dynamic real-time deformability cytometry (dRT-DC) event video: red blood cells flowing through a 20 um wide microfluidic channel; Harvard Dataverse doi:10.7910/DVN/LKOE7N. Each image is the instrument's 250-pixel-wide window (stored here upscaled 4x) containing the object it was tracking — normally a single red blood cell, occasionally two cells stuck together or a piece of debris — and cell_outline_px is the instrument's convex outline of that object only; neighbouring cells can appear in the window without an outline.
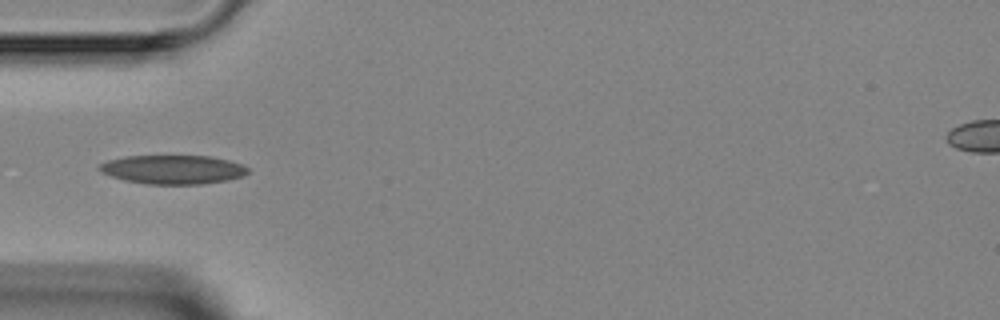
{"species": "Egyptian fruit bat (a non-hibernating species)", "species_latin": "Rousettus aegyptiacus", "temperature_condition": "room temperature", "stored_images_in_passage": 1, "camera_frame_rate_fps": 3000, "um_per_image_px": 0.085, "animal": {"sex": "female"}, "frame": {"image": 1, "passage_image": 1, "time_ms": 0.0, "image_size_px": [1000, 320], "cell_outline_px": [[248, 172], [244, 176], [228, 180], [200, 184], [148, 184], [124, 180], [100, 172], [96, 168], [100, 164], [108, 160], [124, 156], [208, 156], [228, 160], [240, 164], [248, 168]], "centroid_in_image_um": [14.67, 14.41], "position_along_channel_um": 70.3, "area_um2": 24.97}}